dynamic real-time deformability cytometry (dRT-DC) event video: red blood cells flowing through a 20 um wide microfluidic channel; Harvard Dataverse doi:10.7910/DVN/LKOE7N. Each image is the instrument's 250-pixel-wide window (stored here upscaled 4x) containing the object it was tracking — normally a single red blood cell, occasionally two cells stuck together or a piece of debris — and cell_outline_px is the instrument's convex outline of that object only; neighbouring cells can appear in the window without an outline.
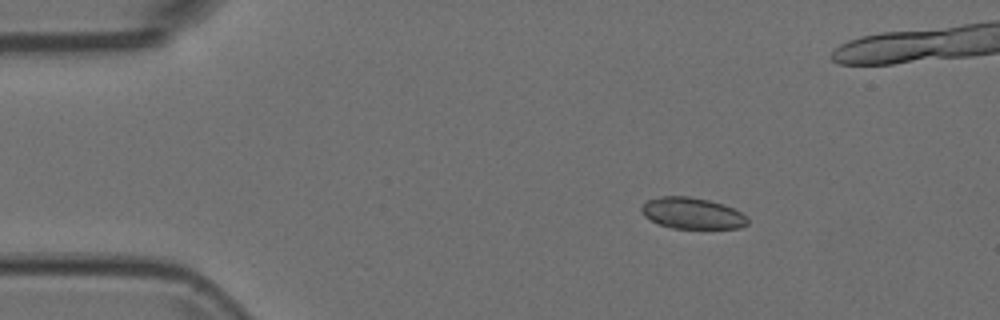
{"species": "Egyptian fruit bat (a non-hibernating species)", "species_latin": "Rousettus aegyptiacus", "temperature_condition": "room temperature", "stored_images_in_passage": 47, "camera_frame_rate_fps": 3000, "um_per_image_px": 0.085, "animal": {"sex": "female"}, "frame": {"image": 1, "passage_image": 1, "time_ms": 0.0, "image_size_px": [1000, 320], "cell_outline_px": [[748, 224], [740, 228], [672, 228], [660, 224], [644, 216], [640, 208], [648, 200], [660, 196], [688, 196], [708, 200], [724, 204], [748, 216]], "centroid_in_image_um": [58.86, 18.12], "position_along_channel_um": 26.1, "area_um2": 19.25}}
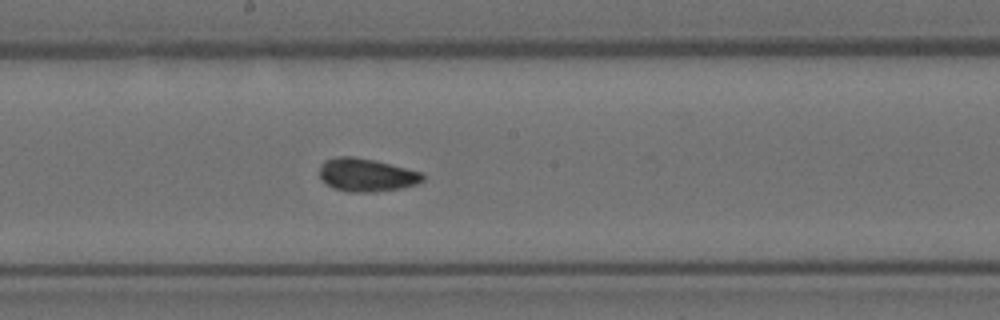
{"frame": {"image": 2, "passage_image": 21, "time_ms": 6.667, "image_size_px": [1000, 320], "cell_outline_px": [[424, 180], [416, 184], [400, 188], [372, 192], [348, 192], [336, 188], [320, 180], [320, 164], [324, 160], [336, 156], [352, 156], [376, 160], [420, 172], [424, 176]], "centroid_in_image_um": [31.11, 14.86], "position_along_channel_um": 217.1, "area_um2": 19.88}}
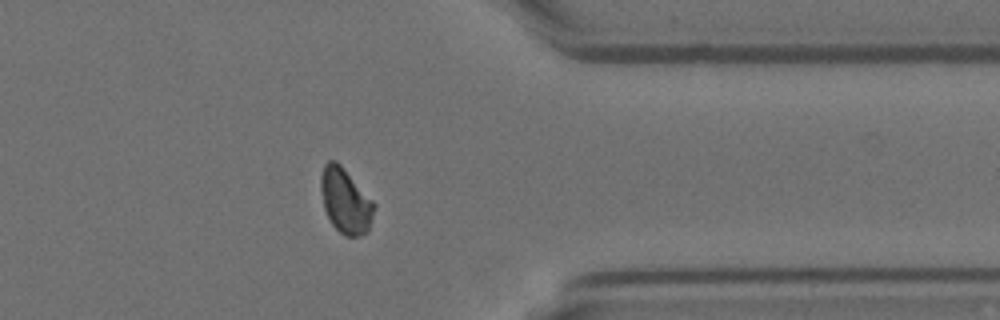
{"frame": {"image": 3, "passage_image": 35, "time_ms": 11.333, "image_size_px": [1000, 320], "cell_outline_px": [[376, 204], [368, 232], [360, 236], [344, 236], [332, 224], [324, 208], [320, 192], [320, 176], [324, 164], [328, 160], [336, 160], [340, 164]], "centroid_in_image_um": [29.35, 17.07], "position_along_channel_um": 382.1, "area_um2": 20.23}}